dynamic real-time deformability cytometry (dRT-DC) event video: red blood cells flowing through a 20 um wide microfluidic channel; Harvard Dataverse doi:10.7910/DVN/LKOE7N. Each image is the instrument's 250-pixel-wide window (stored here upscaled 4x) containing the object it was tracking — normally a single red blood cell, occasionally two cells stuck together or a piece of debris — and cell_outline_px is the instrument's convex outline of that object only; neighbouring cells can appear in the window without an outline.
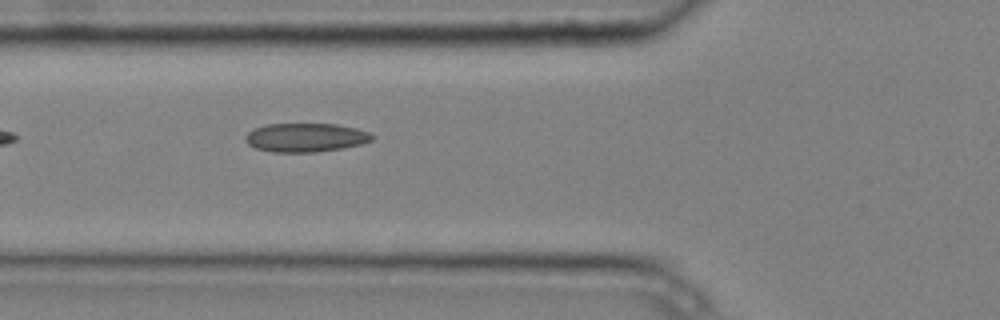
{"species": "common noctule bat (a hibernating species)", "species_latin": "Nyctalus noctula", "temperature_condition": "cold", "stored_images_in_passage": 5, "camera_frame_rate_fps": 3000, "um_per_image_px": 0.085, "animal": {"sex": "male", "body_mass_g": 20.4}, "frame": {"image": 1, "passage_image": 5, "time_ms": 1.333, "image_size_px": [1000, 320], "cell_outline_px": [[372, 140], [360, 144], [340, 148], [316, 152], [272, 152], [256, 148], [248, 144], [244, 136], [248, 132], [264, 124], [336, 124], [356, 128], [368, 132], [372, 136]], "centroid_in_image_um": [25.94, 11.68], "position_along_channel_um": 99.9, "area_um2": 21.04}}